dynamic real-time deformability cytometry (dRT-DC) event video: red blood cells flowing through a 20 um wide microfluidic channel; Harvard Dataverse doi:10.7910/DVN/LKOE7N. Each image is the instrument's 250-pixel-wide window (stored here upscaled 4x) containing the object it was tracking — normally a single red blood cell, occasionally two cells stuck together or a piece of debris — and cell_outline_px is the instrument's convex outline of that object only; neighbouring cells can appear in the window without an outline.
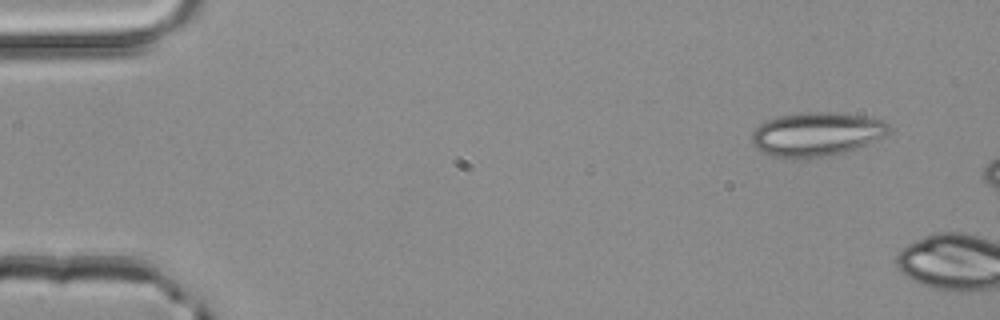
{"species": "common noctule bat (a hibernating species)", "species_latin": "Nyctalus noctula", "temperature_condition": "room temperature", "stored_images_in_passage": 2, "camera_frame_rate_fps": 3000, "um_per_image_px": 0.085, "animal": {"sex": "male", "body_mass_g": 20.4}, "frame": {"image": 1, "passage_image": 1, "time_ms": 0.0, "image_size_px": [1000, 320], "cell_outline_px": [[892, 128], [884, 136], [844, 152], [828, 156], [796, 160], [772, 156], [756, 148], [752, 144], [752, 132], [760, 124], [768, 120], [780, 116], [800, 112], [836, 112], [864, 116], [884, 120]], "centroid_in_image_um": [69.38, 11.41], "position_along_channel_um": 15.6, "area_um2": 35.2}}